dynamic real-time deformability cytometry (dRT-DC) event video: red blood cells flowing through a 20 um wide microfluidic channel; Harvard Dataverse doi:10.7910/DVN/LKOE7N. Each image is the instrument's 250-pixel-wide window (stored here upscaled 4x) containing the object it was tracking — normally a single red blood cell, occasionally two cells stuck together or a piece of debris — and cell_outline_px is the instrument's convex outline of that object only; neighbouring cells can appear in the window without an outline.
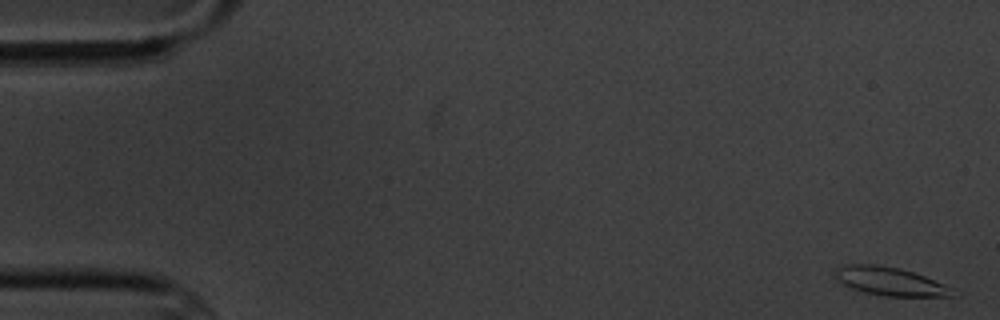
{"species": "common noctule bat (a hibernating species)", "species_latin": "Nyctalus noctula", "temperature_condition": "cold", "stored_images_in_passage": 9, "camera_frame_rate_fps": 3000, "um_per_image_px": 0.085, "animal": {"sex": "male", "body_mass_g": 20.1, "forearm_length_mm": 53.5}, "frame": {"image": 1, "passage_image": 1, "time_ms": 0.0, "image_size_px": [1000, 320], "cell_outline_px": [[960, 292], [952, 296], [884, 296], [852, 288], [836, 280], [836, 272], [844, 264], [876, 264], [900, 268], [924, 276], [944, 284]], "centroid_in_image_um": [75.71, 23.91], "position_along_channel_um": 9.3, "area_um2": 19.19}}
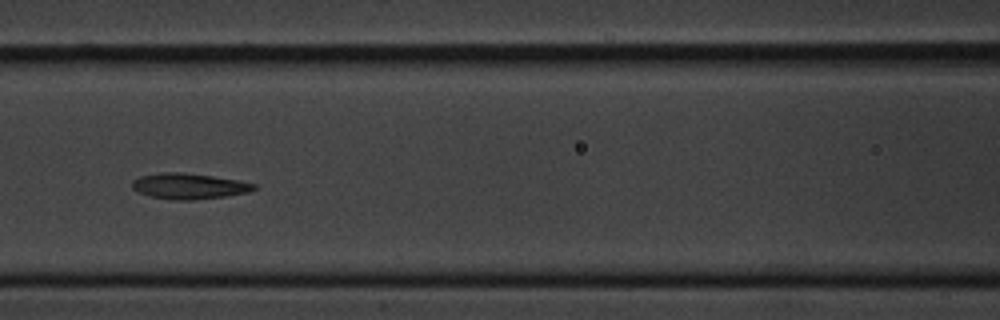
{"frame": {"image": 2, "passage_image": 8, "time_ms": 8.0, "image_size_px": [1000, 320], "cell_outline_px": [[256, 188], [248, 192], [224, 196], [192, 200], [176, 200], [148, 196], [132, 188], [132, 180], [140, 176], [164, 172], [180, 172], [212, 176], [236, 180], [256, 184]], "centroid_in_image_um": [16.03, 15.82], "position_along_channel_um": 150.6, "area_um2": 18.03}}
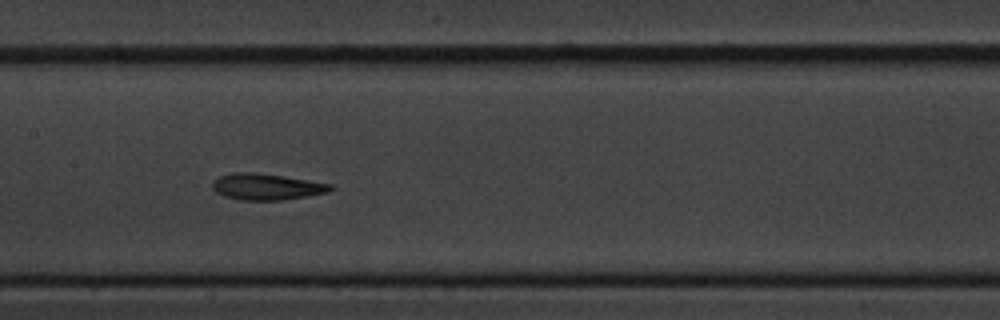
{"frame": {"image": 3, "passage_image": 9, "time_ms": 9.0, "image_size_px": [1000, 320], "cell_outline_px": [[332, 188], [328, 192], [308, 196], [284, 200], [240, 200], [224, 196], [216, 192], [212, 188], [212, 180], [220, 176], [232, 172], [256, 172], [284, 176], [332, 184]], "centroid_in_image_um": [22.62, 15.87], "position_along_channel_um": 184.8, "area_um2": 18.21}}